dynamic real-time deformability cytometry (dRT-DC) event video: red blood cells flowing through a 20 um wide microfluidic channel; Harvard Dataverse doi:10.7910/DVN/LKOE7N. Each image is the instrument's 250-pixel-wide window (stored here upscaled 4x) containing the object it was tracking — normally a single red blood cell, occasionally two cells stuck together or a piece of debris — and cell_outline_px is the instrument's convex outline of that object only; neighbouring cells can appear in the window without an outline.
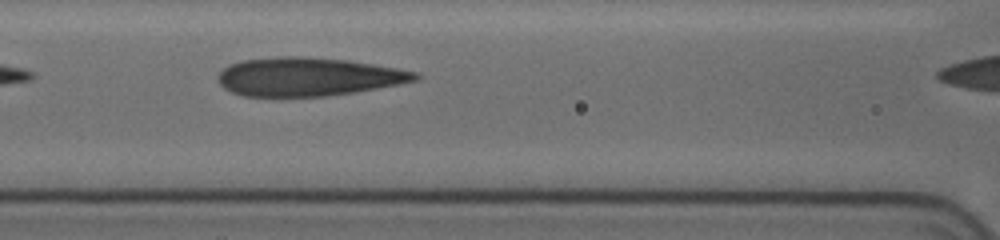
{"species": "human", "species_latin": "Homo sapiens", "temperature_condition": "cold", "stored_images_in_passage": 6, "segment_of_instrument_passage": [1, 2], "camera_frame_rate_fps": 3000, "um_per_image_px": 0.085, "donor": {"sex": "female"}, "frame": {"image": 1, "passage_image": 4, "time_ms": 2.333, "image_size_px": [1000, 240], "cell_outline_px": [[420, 80], [400, 84], [356, 92], [324, 96], [244, 96], [232, 92], [224, 88], [216, 80], [216, 76], [228, 64], [240, 60], [284, 56], [300, 56], [348, 60], [396, 68], [416, 72], [420, 76]], "centroid_in_image_um": [26.17, 6.52], "position_along_channel_um": 140.4, "area_um2": 44.33}}
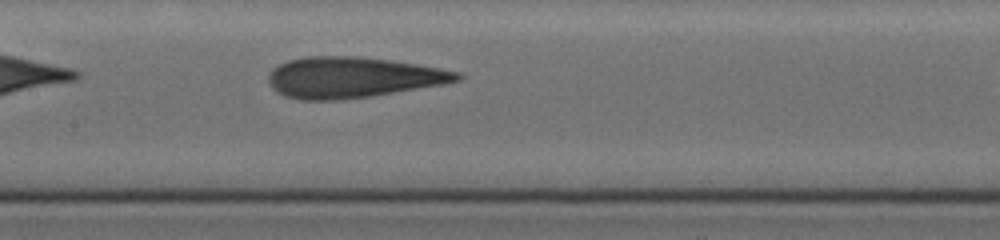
{"frame": {"image": 2, "passage_image": 5, "time_ms": 3.333, "image_size_px": [1000, 240], "cell_outline_px": [[464, 76], [460, 80], [440, 84], [372, 96], [336, 100], [300, 100], [284, 96], [276, 92], [268, 84], [268, 76], [272, 68], [288, 60], [308, 56], [356, 56], [388, 60], [416, 64], [440, 68], [460, 72]], "centroid_in_image_um": [29.92, 6.58], "position_along_channel_um": 177.5, "area_um2": 44.74}}